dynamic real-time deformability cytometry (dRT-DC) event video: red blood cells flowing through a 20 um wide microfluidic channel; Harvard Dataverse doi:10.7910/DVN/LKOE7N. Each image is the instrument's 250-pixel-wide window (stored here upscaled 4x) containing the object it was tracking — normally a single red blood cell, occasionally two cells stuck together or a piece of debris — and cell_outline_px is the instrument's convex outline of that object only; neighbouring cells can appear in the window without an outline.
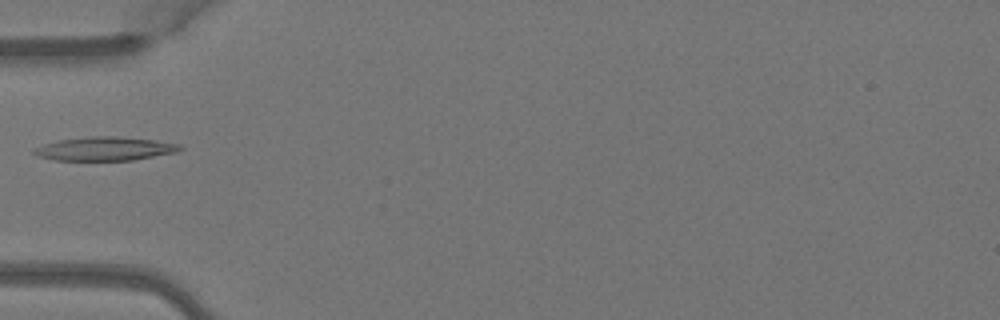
{"species": "Egyptian fruit bat (a non-hibernating species)", "species_latin": "Rousettus aegyptiacus", "temperature_condition": "warm", "stored_images_in_passage": 4, "camera_frame_rate_fps": 3000, "um_per_image_px": 0.085, "animal": {"sex": "female"}, "frame": {"image": 1, "passage_image": 4, "time_ms": 1.0, "image_size_px": [1000, 320], "cell_outline_px": [[184, 148], [176, 152], [132, 160], [52, 160], [36, 156], [32, 152], [32, 148], [44, 144], [60, 140], [88, 136], [116, 136], [156, 140], [180, 144]], "centroid_in_image_um": [8.88, 12.64], "position_along_channel_um": 76.1, "area_um2": 20.23}}